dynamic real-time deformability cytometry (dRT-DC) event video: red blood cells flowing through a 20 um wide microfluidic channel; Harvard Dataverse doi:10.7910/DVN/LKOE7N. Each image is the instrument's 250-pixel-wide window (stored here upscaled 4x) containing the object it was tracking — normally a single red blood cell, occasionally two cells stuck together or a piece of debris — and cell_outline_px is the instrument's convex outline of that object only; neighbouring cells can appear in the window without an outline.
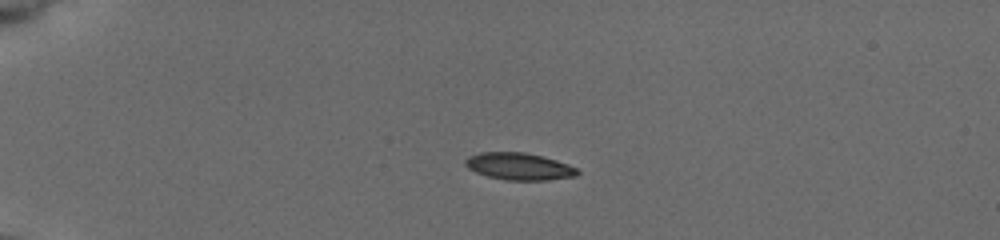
{"species": "common noctule bat (a hibernating species)", "species_latin": "Nyctalus noctula", "temperature_condition": "cold", "stored_images_in_passage": 10, "camera_frame_rate_fps": 3000, "um_per_image_px": 0.085, "animal": {"sex": "female", "body_mass_g": 19.5, "forearm_length_mm": 54.1}, "frame": {"image": 1, "passage_image": 1, "time_ms": 0.0, "image_size_px": [1000, 240], "cell_outline_px": [[580, 172], [576, 176], [548, 180], [504, 180], [488, 176], [476, 172], [468, 168], [464, 164], [464, 160], [468, 156], [480, 152], [524, 152], [556, 160], [568, 164], [576, 168]], "centroid_in_image_um": [44.1, 14.14], "position_along_channel_um": 40.9, "area_um2": 17.69}}